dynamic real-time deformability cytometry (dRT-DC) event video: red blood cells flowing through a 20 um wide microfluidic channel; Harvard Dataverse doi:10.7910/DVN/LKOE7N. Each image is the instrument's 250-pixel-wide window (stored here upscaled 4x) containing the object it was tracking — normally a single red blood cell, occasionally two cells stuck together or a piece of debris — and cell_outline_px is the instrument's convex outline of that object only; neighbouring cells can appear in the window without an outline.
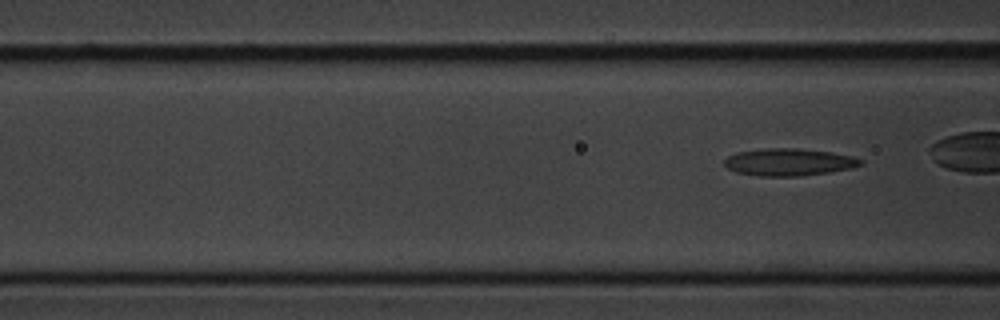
{"species": "common noctule bat (a hibernating species)", "species_latin": "Nyctalus noctula", "temperature_condition": "cold", "stored_images_in_passage": 7, "segment_of_instrument_passage": [2, 2], "camera_frame_rate_fps": 3000, "um_per_image_px": 0.085, "animal": {"sex": "male", "body_mass_g": 20.1, "forearm_length_mm": 53.5}, "frame": {"image": 1, "passage_image": 7, "time_ms": 7.0, "image_size_px": [1000, 320], "cell_outline_px": [[864, 164], [852, 168], [828, 172], [800, 176], [760, 176], [736, 172], [728, 168], [724, 164], [724, 160], [728, 156], [736, 152], [768, 148], [796, 148], [832, 152], [852, 156], [864, 160]], "centroid_in_image_um": [67.08, 13.77], "position_along_channel_um": 99.5, "area_um2": 21.68}}